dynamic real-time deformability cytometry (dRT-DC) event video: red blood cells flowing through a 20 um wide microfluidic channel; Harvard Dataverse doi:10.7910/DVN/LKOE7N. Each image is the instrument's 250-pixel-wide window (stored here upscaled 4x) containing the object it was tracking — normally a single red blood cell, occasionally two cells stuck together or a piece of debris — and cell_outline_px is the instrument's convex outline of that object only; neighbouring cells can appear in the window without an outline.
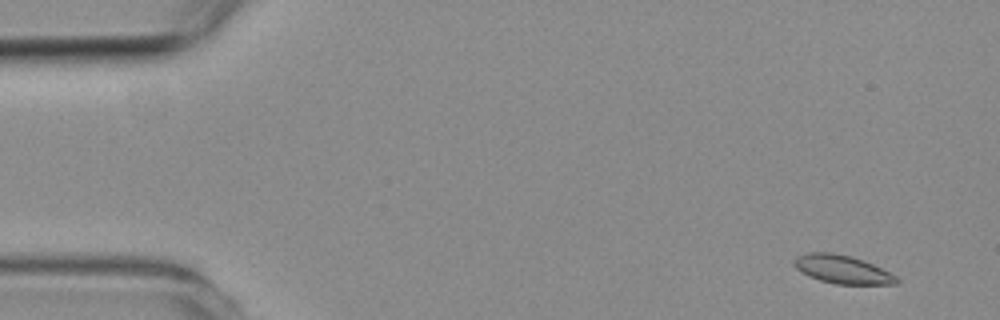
{"species": "common noctule bat (a hibernating species)", "species_latin": "Nyctalus noctula", "temperature_condition": "room temperature", "stored_images_in_passage": 5, "camera_frame_rate_fps": 3000, "um_per_image_px": 0.085, "animal": {"sex": "female", "body_mass_g": 19.3, "forearm_length_mm": 54.1}, "frame": {"image": 1, "passage_image": 2, "time_ms": 1.0, "image_size_px": [1000, 320], "cell_outline_px": [[900, 280], [896, 284], [836, 284], [820, 280], [808, 276], [796, 268], [792, 264], [792, 260], [796, 256], [808, 252], [828, 252], [852, 256], [864, 260], [896, 276]], "centroid_in_image_um": [71.55, 22.89], "position_along_channel_um": 13.4, "area_um2": 16.94}}
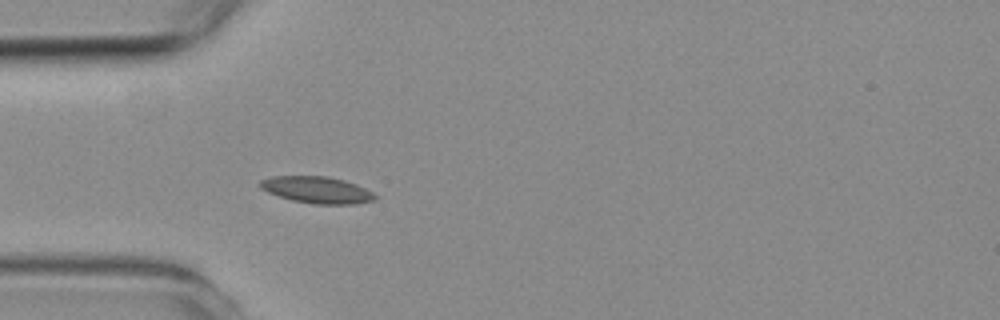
{"frame": {"image": 2, "passage_image": 5, "time_ms": 5.0, "image_size_px": [1000, 320], "cell_outline_px": [[376, 200], [356, 204], [312, 204], [292, 200], [268, 192], [260, 188], [260, 180], [272, 176], [328, 176], [344, 180], [356, 184], [372, 192], [376, 196]], "centroid_in_image_um": [26.95, 16.14], "position_along_channel_um": 58.0, "area_um2": 17.86}}